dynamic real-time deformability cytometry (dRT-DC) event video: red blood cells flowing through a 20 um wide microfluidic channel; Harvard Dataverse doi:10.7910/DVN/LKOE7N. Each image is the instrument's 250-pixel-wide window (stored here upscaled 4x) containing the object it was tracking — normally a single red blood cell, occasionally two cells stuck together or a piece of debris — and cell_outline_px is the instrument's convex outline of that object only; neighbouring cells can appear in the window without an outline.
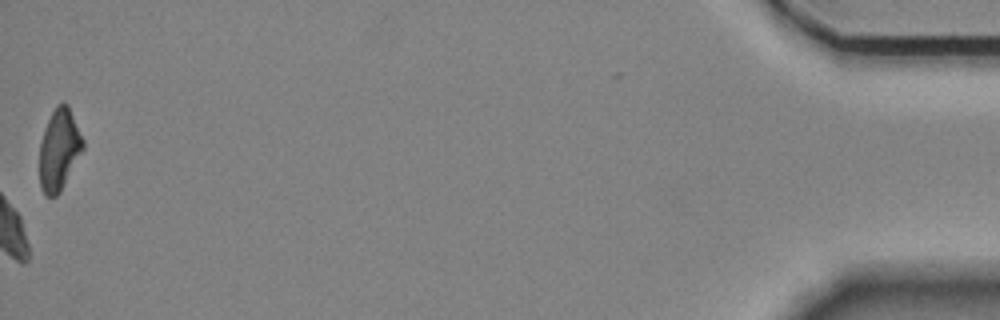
{"species": "Egyptian fruit bat (a non-hibernating species)", "species_latin": "Rousettus aegyptiacus", "temperature_condition": "room temperature", "stored_images_in_passage": 57, "camera_frame_rate_fps": 3000, "um_per_image_px": 0.085, "animal": {"sex": "female"}, "frame": {"image": 1, "passage_image": 57, "time_ms": 18.667, "image_size_px": [1000, 320], "cell_outline_px": [[84, 148], [60, 192], [56, 196], [44, 196], [40, 188], [40, 140], [44, 128], [56, 104], [64, 100], [68, 104], [84, 140]], "centroid_in_image_um": [5.02, 12.69], "position_along_channel_um": 430.2, "area_um2": 20.75}, "authors_computed_cell_mechanics": {"area_um2": 23.698, "velocity_mm_per_s": 3.5138, "shape_relaxation_time_tau1_ms": 7.4343, "shape_relaxation_time_tau2_ms": 3.6497, "deformation_change_tau1": 0.1397, "deformation_change_tau2": 0.0807}}